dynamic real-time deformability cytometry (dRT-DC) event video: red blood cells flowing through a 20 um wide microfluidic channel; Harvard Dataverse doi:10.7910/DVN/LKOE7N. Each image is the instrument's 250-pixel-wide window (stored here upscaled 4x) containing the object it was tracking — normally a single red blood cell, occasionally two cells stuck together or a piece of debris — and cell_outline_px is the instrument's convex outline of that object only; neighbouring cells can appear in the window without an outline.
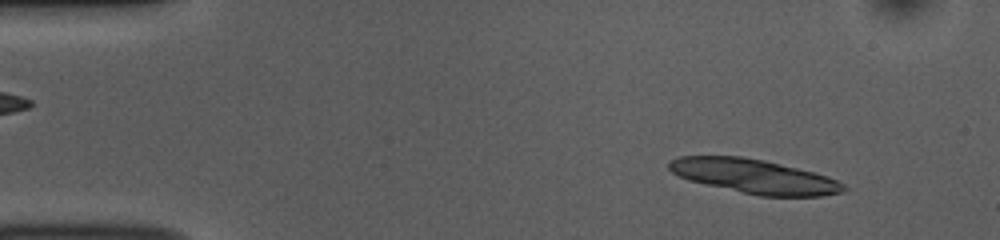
{"species": "common noctule bat (a hibernating species)", "species_latin": "Nyctalus noctula", "temperature_condition": "room temperature", "stored_images_in_passage": 29, "camera_frame_rate_fps": 3000, "um_per_image_px": 0.085, "animal": {"sex": "female", "body_mass_g": 10.0, "forearm_length_mm": 53.1}, "frame": {"image": 1, "passage_image": 4, "time_ms": 1.0, "image_size_px": [1000, 240], "cell_outline_px": [[848, 188], [844, 192], [820, 196], [760, 196], [688, 180], [672, 172], [668, 168], [668, 160], [680, 156], [740, 156], [764, 160], [828, 176], [844, 184]], "centroid_in_image_um": [64.11, 14.99], "position_along_channel_um": 20.9, "area_um2": 34.56}}
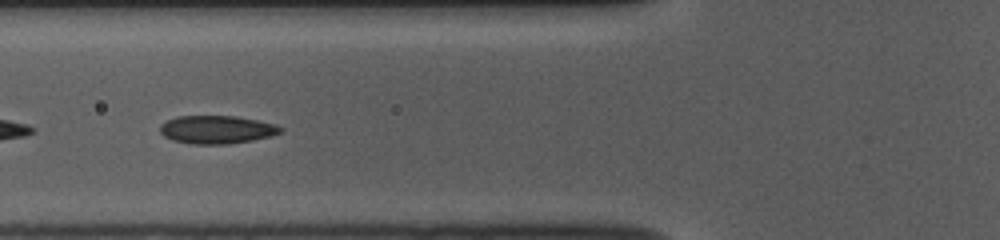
{"frame": {"image": 2, "passage_image": 18, "time_ms": 5.667, "image_size_px": [1000, 240], "cell_outline_px": [[284, 132], [272, 136], [252, 140], [228, 144], [192, 144], [172, 140], [164, 136], [160, 132], [160, 124], [176, 116], [236, 116], [276, 124], [284, 128]], "centroid_in_image_um": [18.45, 11.02], "position_along_channel_um": 107.3, "area_um2": 19.88}}
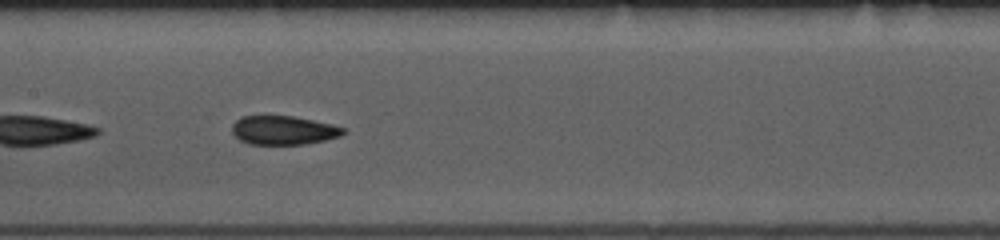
{"frame": {"image": 3, "passage_image": 24, "time_ms": 7.667, "image_size_px": [1000, 240], "cell_outline_px": [[348, 132], [340, 136], [324, 140], [304, 144], [248, 144], [240, 140], [232, 132], [232, 124], [240, 116], [292, 116], [332, 124], [344, 128]], "centroid_in_image_um": [24.09, 11.07], "position_along_channel_um": 183.3, "area_um2": 18.67}}